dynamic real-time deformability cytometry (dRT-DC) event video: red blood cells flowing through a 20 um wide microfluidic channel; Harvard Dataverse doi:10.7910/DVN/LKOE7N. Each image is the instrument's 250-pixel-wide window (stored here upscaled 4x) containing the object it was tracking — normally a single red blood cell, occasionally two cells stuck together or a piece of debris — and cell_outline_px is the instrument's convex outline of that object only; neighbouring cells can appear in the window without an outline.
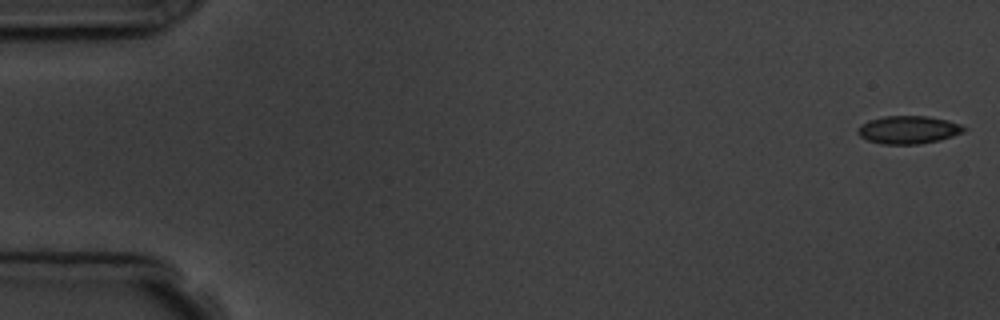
{"species": "common noctule bat (a hibernating species)", "species_latin": "Nyctalus noctula", "temperature_condition": "room temperature", "stored_images_in_passage": 6, "camera_frame_rate_fps": 3000, "um_per_image_px": 0.085, "animal": {"sex": "male", "body_mass_g": 19.5, "forearm_length_mm": 54.6}, "frame": {"image": 1, "passage_image": 1, "time_ms": 0.0, "image_size_px": [1000, 320], "cell_outline_px": [[968, 128], [964, 132], [940, 140], [920, 144], [880, 144], [868, 140], [860, 136], [856, 132], [860, 124], [868, 120], [884, 116], [928, 116], [948, 120], [960, 124]], "centroid_in_image_um": [77.21, 11.03], "position_along_channel_um": 7.8, "area_um2": 17.46}}
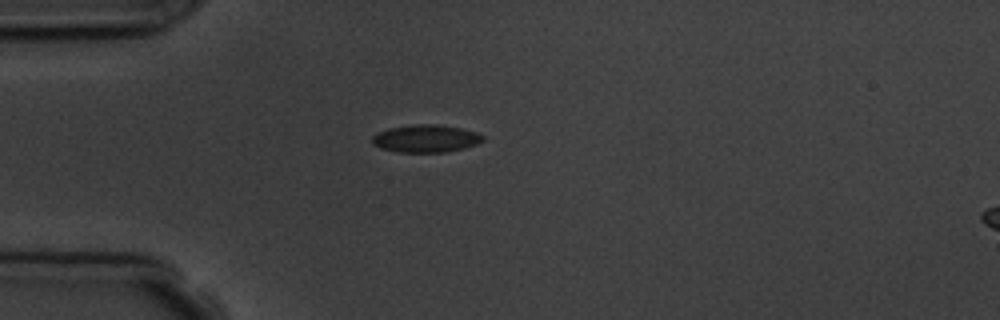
{"frame": {"image": 2, "passage_image": 5, "time_ms": 4.667, "image_size_px": [1000, 320], "cell_outline_px": [[484, 140], [476, 144], [464, 148], [444, 152], [396, 152], [380, 148], [372, 144], [372, 136], [376, 132], [388, 128], [420, 124], [432, 124], [460, 128], [476, 132], [484, 136]], "centroid_in_image_um": [36.15, 11.78], "position_along_channel_um": 48.8, "area_um2": 17.74}}